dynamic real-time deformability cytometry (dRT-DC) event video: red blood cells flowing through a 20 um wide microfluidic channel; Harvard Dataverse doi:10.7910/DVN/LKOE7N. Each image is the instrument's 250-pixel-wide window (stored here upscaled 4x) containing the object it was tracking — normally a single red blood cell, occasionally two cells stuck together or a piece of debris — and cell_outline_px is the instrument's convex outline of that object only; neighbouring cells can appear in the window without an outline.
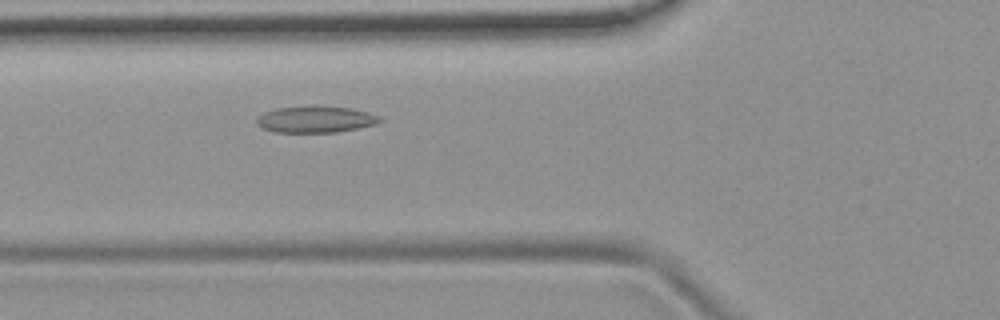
{"species": "common noctule bat (a hibernating species)", "species_latin": "Nyctalus noctula", "temperature_condition": "room temperature", "stored_images_in_passage": 47, "camera_frame_rate_fps": 3000, "um_per_image_px": 0.085, "animal": {"sex": "female", "body_mass_g": 19.9}, "frame": {"image": 1, "passage_image": 13, "time_ms": 4.0, "image_size_px": [1000, 320], "cell_outline_px": [[380, 120], [376, 124], [336, 132], [276, 132], [264, 128], [256, 124], [256, 120], [264, 112], [276, 108], [312, 104], [352, 108], [368, 112], [380, 116]], "centroid_in_image_um": [26.81, 10.11], "position_along_channel_um": 99.0, "area_um2": 19.25}}
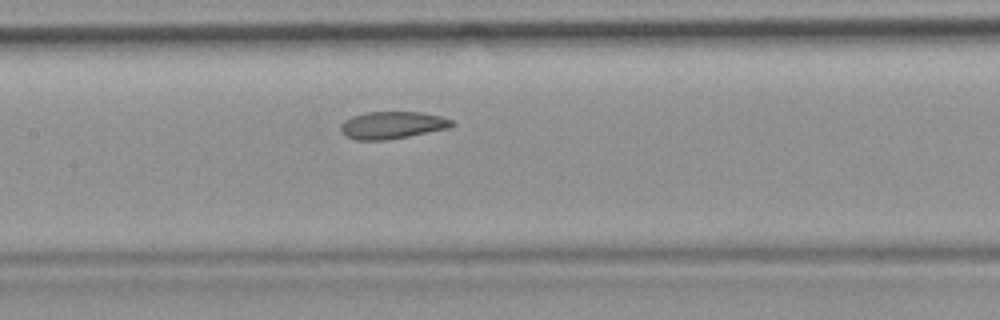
{"frame": {"image": 2, "passage_image": 19, "time_ms": 6.0, "image_size_px": [1000, 320], "cell_outline_px": [[456, 124], [452, 128], [388, 140], [356, 140], [344, 136], [340, 132], [340, 124], [344, 120], [352, 116], [364, 112], [420, 112], [440, 116], [452, 120]], "centroid_in_image_um": [33.33, 10.64], "position_along_channel_um": 174.1, "area_um2": 18.03}}
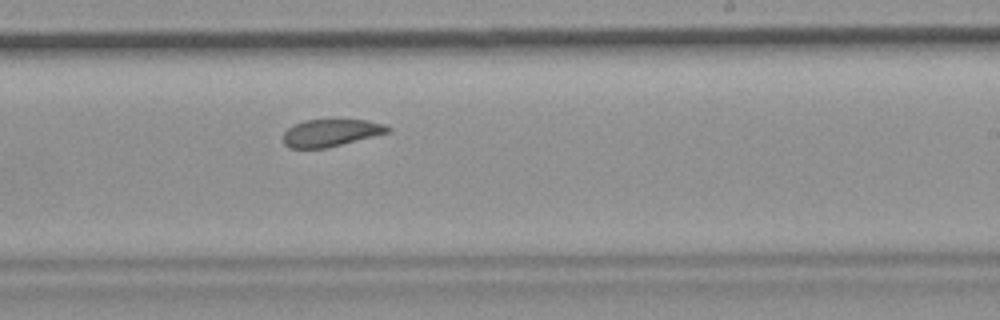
{"frame": {"image": 3, "passage_image": 26, "time_ms": 8.333, "image_size_px": [1000, 320], "cell_outline_px": [[392, 128], [388, 132], [328, 148], [288, 148], [284, 144], [284, 132], [288, 128], [304, 120], [364, 120], [384, 124]], "centroid_in_image_um": [28.1, 11.3], "position_along_channel_um": 260.9, "area_um2": 16.42}, "authors_computed_cell_mechanics": {"area_um2": 18.496, "velocity_mm_per_s": 3.7478, "shape_relaxation_time_tau1_ms": null, "shape_relaxation_time_tau2_ms": 2.7442, "deformation_change_tau1": null, "deformation_change_tau2": 0.0902}}